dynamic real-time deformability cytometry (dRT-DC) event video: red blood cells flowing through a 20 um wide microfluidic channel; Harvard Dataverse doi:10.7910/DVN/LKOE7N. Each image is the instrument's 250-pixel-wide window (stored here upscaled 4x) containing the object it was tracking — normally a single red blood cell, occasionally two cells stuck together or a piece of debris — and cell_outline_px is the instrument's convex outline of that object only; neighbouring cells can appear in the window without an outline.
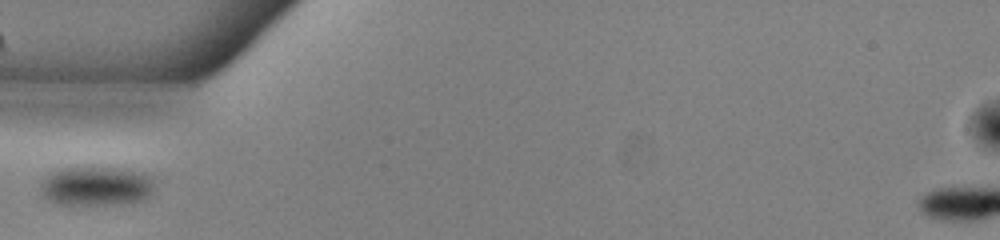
{"species": "common noctule bat (a hibernating species)", "species_latin": "Nyctalus noctula", "temperature_condition": "warm", "stored_images_in_passage": 30, "camera_frame_rate_fps": 3000, "um_per_image_px": 0.085, "animal": {"sex": "male", "body_mass_g": 13.0, "forearm_length_mm": 53.1}, "frame": {"image": 1, "passage_image": 1, "time_ms": 0.0, "image_size_px": [1000, 240], "cell_outline_px": [[156, 188], [152, 196], [144, 200], [116, 204], [56, 204], [48, 200], [44, 196], [40, 188], [40, 184], [52, 172], [64, 168], [92, 164], [124, 168], [144, 172], [152, 176]], "centroid_in_image_um": [8.27, 15.77], "position_along_channel_um": 76.7, "area_um2": 27.22}}
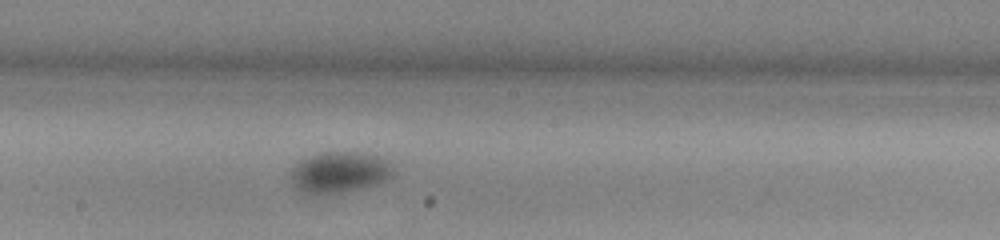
{"frame": {"image": 2, "passage_image": 12, "time_ms": 3.667, "image_size_px": [1000, 240], "cell_outline_px": [[396, 172], [392, 176], [376, 184], [360, 188], [332, 192], [304, 192], [288, 176], [288, 172], [300, 160], [308, 156], [320, 152], [364, 152], [380, 156], [388, 160], [392, 164]], "centroid_in_image_um": [28.91, 14.57], "position_along_channel_um": 219.3, "area_um2": 24.22}}
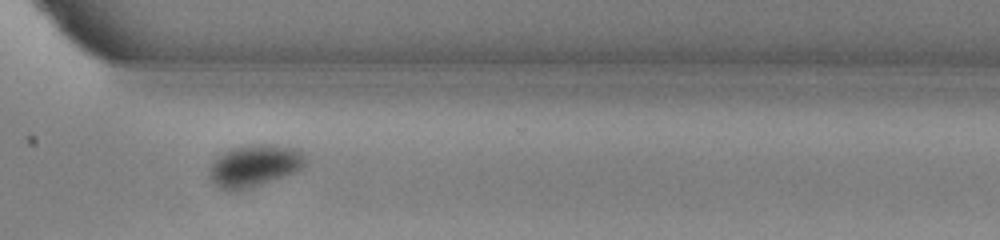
{"frame": {"image": 3, "passage_image": 22, "time_ms": 7.0, "image_size_px": [1000, 240], "cell_outline_px": [[304, 164], [296, 172], [248, 188], [220, 188], [208, 176], [208, 172], [212, 160], [224, 152], [232, 148], [248, 144], [276, 144], [292, 148], [300, 152], [304, 156]], "centroid_in_image_um": [21.59, 14.04], "position_along_channel_um": 349.0, "area_um2": 22.95}}